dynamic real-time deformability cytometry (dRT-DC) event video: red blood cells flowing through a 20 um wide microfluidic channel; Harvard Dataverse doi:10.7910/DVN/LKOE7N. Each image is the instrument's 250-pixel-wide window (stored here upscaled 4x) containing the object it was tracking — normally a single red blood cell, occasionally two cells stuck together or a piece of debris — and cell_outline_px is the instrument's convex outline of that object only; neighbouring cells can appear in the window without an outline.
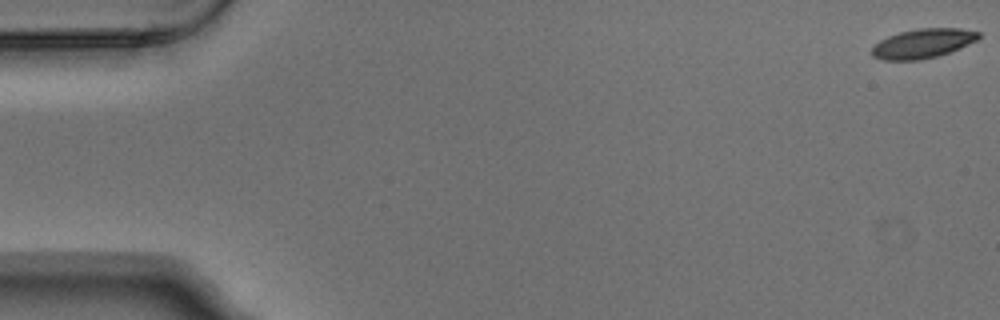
{"species": "Egyptian fruit bat (a non-hibernating species)", "species_latin": "Rousettus aegyptiacus", "temperature_condition": "warm", "stored_images_in_passage": 5, "camera_frame_rate_fps": 3000, "um_per_image_px": 0.085, "animal": {"sex": "male"}, "frame": {"image": 1, "passage_image": 1, "time_ms": 0.0, "image_size_px": [1000, 320], "cell_outline_px": [[980, 36], [976, 40], [968, 44], [948, 52], [936, 56], [920, 60], [880, 60], [872, 56], [872, 48], [880, 40], [888, 36], [900, 32], [920, 28], [960, 28], [980, 32]], "centroid_in_image_um": [78.42, 3.69], "position_along_channel_um": 6.6, "area_um2": 18.09}}